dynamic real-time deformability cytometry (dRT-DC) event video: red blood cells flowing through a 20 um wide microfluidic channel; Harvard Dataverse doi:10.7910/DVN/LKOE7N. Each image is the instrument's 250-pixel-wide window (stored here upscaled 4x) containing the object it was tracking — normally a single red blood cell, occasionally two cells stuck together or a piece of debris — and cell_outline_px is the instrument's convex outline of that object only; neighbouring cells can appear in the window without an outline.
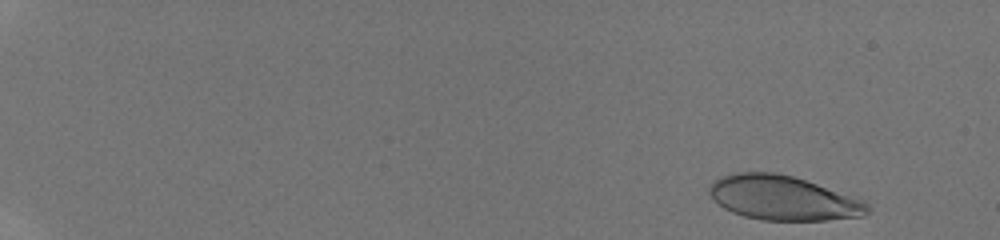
{"species": "human", "species_latin": "Homo sapiens", "temperature_condition": "room temperature", "stored_images_in_passage": 49, "camera_frame_rate_fps": 3000, "um_per_image_px": 0.085, "donor": {"sex": "male"}, "frame": {"image": 1, "passage_image": 2, "time_ms": 0.333, "image_size_px": [1000, 240], "cell_outline_px": [[872, 208], [864, 216], [824, 220], [760, 220], [744, 216], [732, 212], [724, 208], [708, 192], [708, 188], [716, 180], [732, 172], [776, 172], [792, 176], [864, 200]], "centroid_in_image_um": [66.58, 16.83], "position_along_channel_um": 18.4, "area_um2": 40.63}}
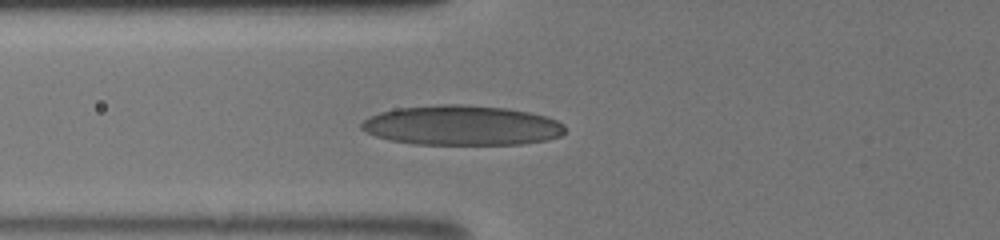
{"frame": {"image": 2, "passage_image": 20, "time_ms": 6.333, "image_size_px": [1000, 240], "cell_outline_px": [[564, 132], [560, 136], [548, 140], [520, 144], [412, 144], [388, 140], [376, 136], [360, 128], [360, 124], [368, 116], [380, 112], [396, 108], [436, 104], [460, 104], [508, 108], [528, 112], [544, 116], [556, 120], [564, 124]], "centroid_in_image_um": [39.22, 10.65], "position_along_channel_um": 86.6, "area_um2": 47.45}}
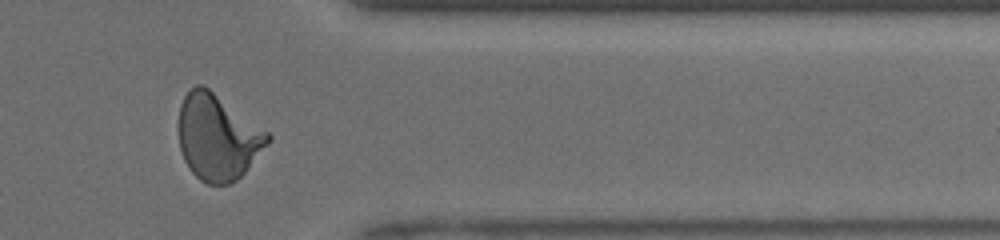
{"frame": {"image": 3, "passage_image": 42, "time_ms": 13.667, "image_size_px": [1000, 240], "cell_outline_px": [[272, 140], [244, 172], [236, 180], [228, 184], [208, 184], [200, 180], [192, 172], [184, 160], [180, 148], [180, 104], [184, 96], [196, 84], [204, 84], [268, 132], [272, 136]], "centroid_in_image_um": [18.51, 11.65], "position_along_channel_um": 392.9, "area_um2": 44.22}, "authors_computed_cell_mechanics": {"area_um2": 42.772, "velocity_mm_per_s": 4.2445, "shape_relaxation_time_tau1_ms": 4.2169, "shape_relaxation_time_tau2_ms": null, "deformation_change_tau1": 0.1949, "deformation_change_tau2": null}}